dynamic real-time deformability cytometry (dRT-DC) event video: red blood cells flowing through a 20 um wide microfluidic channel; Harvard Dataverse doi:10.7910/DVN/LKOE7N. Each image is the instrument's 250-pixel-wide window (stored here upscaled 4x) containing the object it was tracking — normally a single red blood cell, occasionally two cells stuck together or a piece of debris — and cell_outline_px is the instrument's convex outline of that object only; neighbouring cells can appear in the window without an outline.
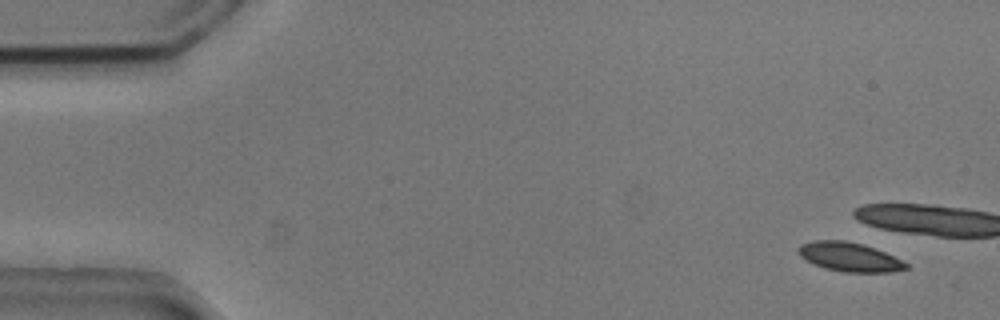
{"species": "common noctule bat (a hibernating species)", "species_latin": "Nyctalus noctula", "temperature_condition": "cold", "stored_images_in_passage": 9, "camera_frame_rate_fps": 3000, "um_per_image_px": 0.085, "animal": {"sex": "male", "body_mass_g": 20.5, "forearm_length_mm": 52.5}, "frame": {"image": 1, "passage_image": 4, "time_ms": 1.0, "image_size_px": [1000, 320], "cell_outline_px": [[908, 268], [892, 272], [844, 272], [824, 268], [800, 256], [796, 248], [800, 244], [816, 240], [844, 240], [864, 244], [884, 252], [908, 264]], "centroid_in_image_um": [72.18, 21.83], "position_along_channel_um": 12.8, "area_um2": 18.09}}